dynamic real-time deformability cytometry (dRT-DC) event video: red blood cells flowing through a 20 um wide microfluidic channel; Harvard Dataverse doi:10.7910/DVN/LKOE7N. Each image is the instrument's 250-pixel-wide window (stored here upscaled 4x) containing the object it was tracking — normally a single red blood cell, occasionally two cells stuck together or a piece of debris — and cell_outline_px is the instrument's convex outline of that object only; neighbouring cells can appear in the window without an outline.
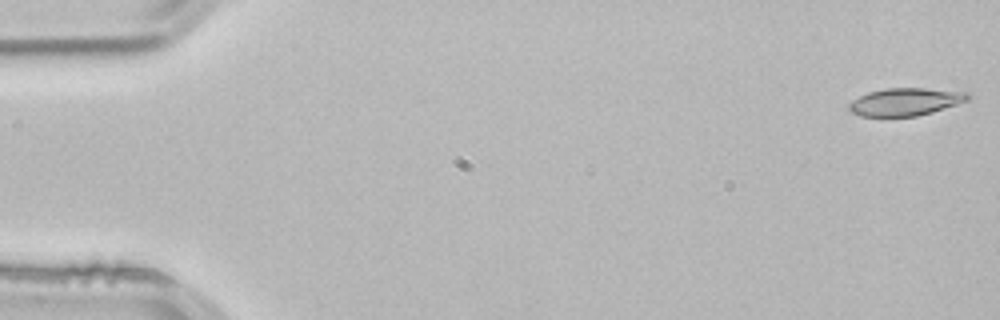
{"species": "common noctule bat (a hibernating species)", "species_latin": "Nyctalus noctula", "temperature_condition": "room temperature", "stored_images_in_passage": 53, "camera_frame_rate_fps": 3000, "um_per_image_px": 0.085, "animal": {"sex": "male", "body_mass_g": 21.5, "forearm_length_mm": 52.0}, "frame": {"image": 1, "passage_image": 1, "time_ms": 0.0, "image_size_px": [1000, 320], "cell_outline_px": [[972, 96], [968, 100], [932, 112], [916, 116], [864, 116], [852, 112], [848, 108], [848, 104], [852, 100], [868, 92], [884, 88], [924, 88], [968, 92]], "centroid_in_image_um": [76.96, 8.64], "position_along_channel_um": 8.0, "area_um2": 19.02}}
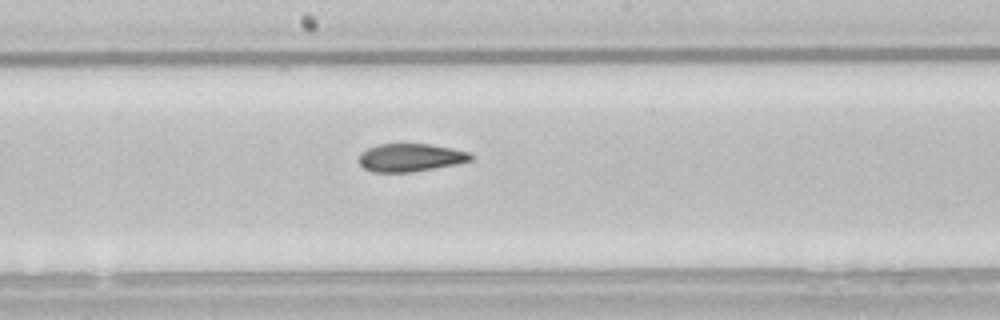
{"frame": {"image": 2, "passage_image": 28, "time_ms": 9.0, "image_size_px": [1000, 320], "cell_outline_px": [[476, 156], [472, 160], [456, 164], [412, 172], [372, 172], [364, 168], [360, 164], [360, 152], [368, 148], [380, 144], [428, 144], [452, 148], [468, 152]], "centroid_in_image_um": [34.91, 13.39], "position_along_channel_um": 213.3, "area_um2": 18.21}}
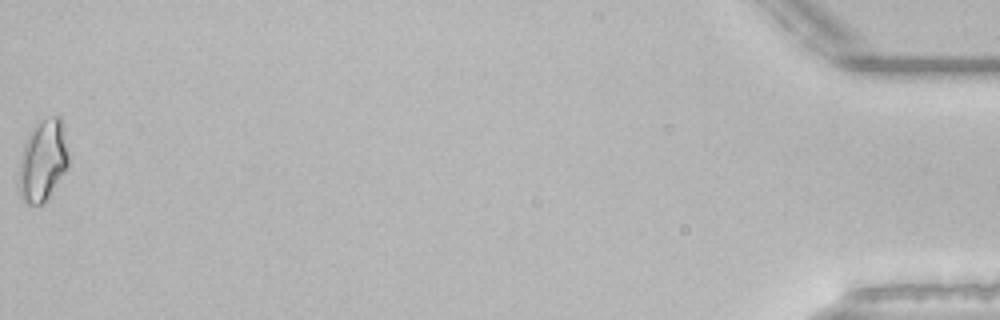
{"frame": {"image": 3, "passage_image": 53, "time_ms": 17.333, "image_size_px": [1000, 320], "cell_outline_px": [[68, 164], [64, 172], [48, 196], [40, 204], [24, 204], [20, 196], [16, 180], [20, 156], [24, 144], [32, 124], [36, 120], [52, 116], [60, 116], [64, 132], [68, 156]], "centroid_in_image_um": [3.57, 13.61], "position_along_channel_um": 431.6, "area_um2": 23.93}, "authors_computed_cell_mechanics": {"area_um2": 19.1318, "velocity_mm_per_s": 3.8513, "shape_relaxation_time_tau1_ms": 6.9186, "shape_relaxation_time_tau2_ms": 3.0596, "deformation_change_tau1": 0.1671, "deformation_change_tau2": 0.0828}}